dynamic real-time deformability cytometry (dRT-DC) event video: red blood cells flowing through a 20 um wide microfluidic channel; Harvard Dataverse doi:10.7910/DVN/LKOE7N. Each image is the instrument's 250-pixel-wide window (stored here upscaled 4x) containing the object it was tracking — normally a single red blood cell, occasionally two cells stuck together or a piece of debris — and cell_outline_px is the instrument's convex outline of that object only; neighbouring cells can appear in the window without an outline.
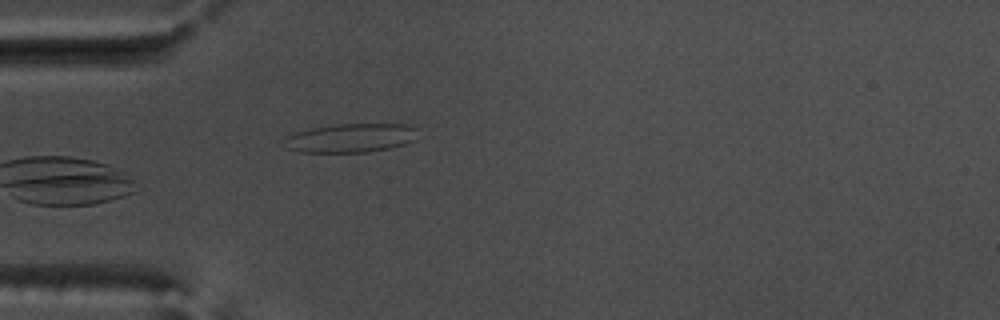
{"species": "common noctule bat (a hibernating species)", "species_latin": "Nyctalus noctula", "temperature_condition": "warm", "stored_images_in_passage": 38, "camera_frame_rate_fps": 3000, "um_per_image_px": 0.085, "animal": {"sex": "male", "body_mass_g": 17.5, "forearm_length_mm": 52.3}, "frame": {"image": 1, "passage_image": 1, "time_ms": 0.0, "image_size_px": [1000, 320], "cell_outline_px": [[416, 140], [392, 148], [368, 152], [300, 152], [284, 148], [280, 144], [288, 136], [296, 132], [312, 128], [332, 124], [408, 124], [416, 128]], "centroid_in_image_um": [29.79, 11.73], "position_along_channel_um": 55.2, "area_um2": 22.77}}